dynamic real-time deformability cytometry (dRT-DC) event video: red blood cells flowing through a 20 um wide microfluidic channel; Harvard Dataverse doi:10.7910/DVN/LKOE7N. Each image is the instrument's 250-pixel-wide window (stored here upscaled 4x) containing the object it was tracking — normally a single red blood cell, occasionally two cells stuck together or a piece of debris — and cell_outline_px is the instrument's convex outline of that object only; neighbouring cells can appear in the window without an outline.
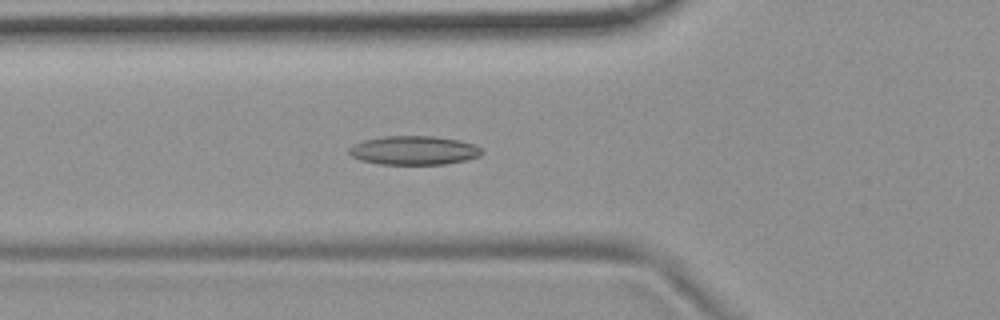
{"species": "common noctule bat (a hibernating species)", "species_latin": "Nyctalus noctula", "temperature_condition": "room temperature", "stored_images_in_passage": 37, "camera_frame_rate_fps": 3000, "um_per_image_px": 0.085, "animal": {"sex": "female", "body_mass_g": 19.9}, "frame": {"image": 1, "passage_image": 9, "time_ms": 2.667, "image_size_px": [1000, 320], "cell_outline_px": [[484, 152], [480, 156], [464, 160], [444, 164], [380, 164], [360, 160], [352, 156], [348, 152], [348, 148], [352, 144], [364, 140], [384, 136], [436, 136], [460, 140], [476, 144]], "centroid_in_image_um": [35.18, 12.77], "position_along_channel_um": 90.6, "area_um2": 22.48}}
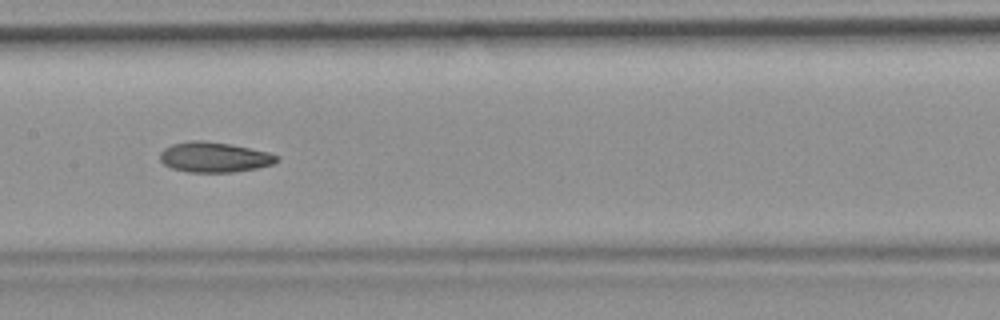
{"frame": {"image": 2, "passage_image": 17, "time_ms": 5.333, "image_size_px": [1000, 320], "cell_outline_px": [[280, 160], [276, 164], [256, 168], [232, 172], [188, 172], [172, 168], [164, 164], [160, 160], [160, 152], [164, 148], [172, 144], [192, 140], [200, 140], [228, 144], [268, 152], [280, 156]], "centroid_in_image_um": [18.23, 13.36], "position_along_channel_um": 189.2, "area_um2": 20.52}}
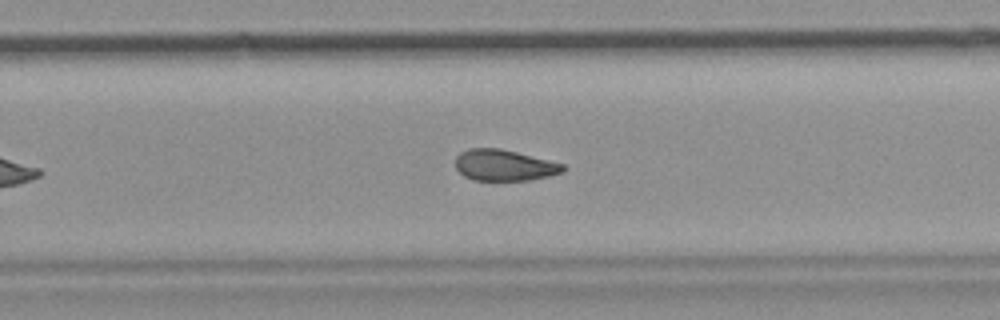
{"frame": {"image": 3, "passage_image": 25, "time_ms": 8.0, "image_size_px": [1000, 320], "cell_outline_px": [[568, 168], [564, 172], [548, 176], [528, 180], [472, 180], [464, 176], [456, 168], [456, 156], [460, 152], [468, 148], [500, 148], [564, 164]], "centroid_in_image_um": [42.86, 14.04], "position_along_channel_um": 286.9, "area_um2": 19.54}, "authors_computed_cell_mechanics": {"area_um2": 20.519, "velocity_mm_per_s": 3.6888, "shape_relaxation_time_tau1_ms": null, "shape_relaxation_time_tau2_ms": 3.6664, "deformation_change_tau1": null, "deformation_change_tau2": 0.1086}}